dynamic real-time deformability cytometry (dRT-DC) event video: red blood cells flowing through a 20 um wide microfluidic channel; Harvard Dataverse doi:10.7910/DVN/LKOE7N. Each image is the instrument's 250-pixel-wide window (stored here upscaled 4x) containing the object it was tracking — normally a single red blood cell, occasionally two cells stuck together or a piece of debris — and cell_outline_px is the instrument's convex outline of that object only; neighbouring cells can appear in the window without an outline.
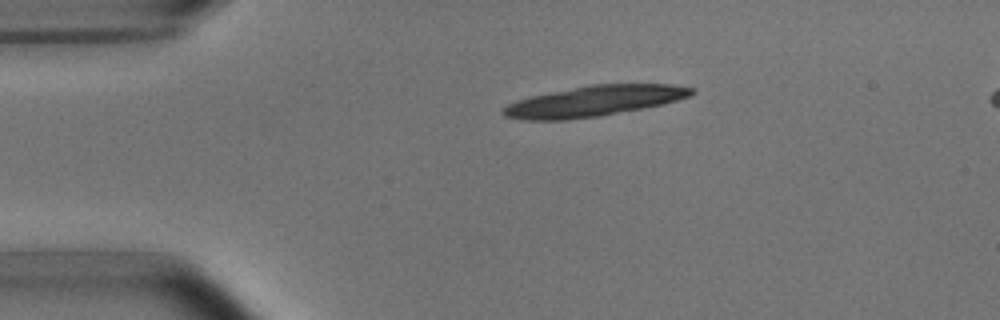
{"species": "common noctule bat (a hibernating species)", "species_latin": "Nyctalus noctula", "temperature_condition": "room temperature", "stored_images_in_passage": 4, "camera_frame_rate_fps": 3000, "um_per_image_px": 0.085, "animal": {"sex": "male", "body_mass_g": 15.6}, "frame": {"image": 1, "passage_image": 1, "time_ms": 0.0, "image_size_px": [1000, 320], "cell_outline_px": [[696, 92], [692, 96], [664, 104], [644, 108], [600, 116], [568, 120], [528, 120], [504, 116], [500, 112], [508, 104], [516, 100], [532, 96], [588, 84], [672, 84], [696, 88]], "centroid_in_image_um": [50.56, 8.59], "position_along_channel_um": 34.4, "area_um2": 33.81}}